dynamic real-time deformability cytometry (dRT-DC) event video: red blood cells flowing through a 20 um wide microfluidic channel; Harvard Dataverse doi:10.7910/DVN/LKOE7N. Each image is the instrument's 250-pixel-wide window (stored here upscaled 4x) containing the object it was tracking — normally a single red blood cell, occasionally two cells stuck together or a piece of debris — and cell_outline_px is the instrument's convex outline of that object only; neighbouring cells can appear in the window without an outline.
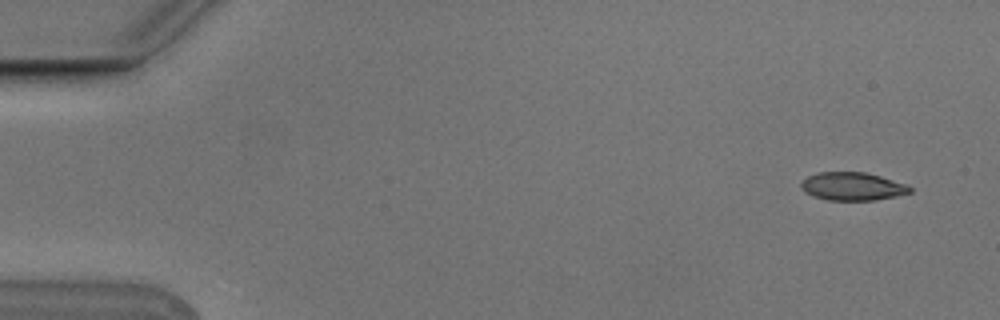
{"species": "Egyptian fruit bat (a non-hibernating species)", "species_latin": "Rousettus aegyptiacus", "temperature_condition": "cold", "stored_images_in_passage": 4, "camera_frame_rate_fps": 3000, "um_per_image_px": 0.085, "animal": {"sex": "male"}, "frame": {"image": 1, "passage_image": 1, "time_ms": 0.0, "image_size_px": [1000, 320], "cell_outline_px": [[912, 192], [896, 196], [876, 200], [828, 200], [812, 196], [804, 192], [800, 188], [800, 184], [808, 176], [820, 172], [864, 172], [880, 176], [908, 184], [912, 188]], "centroid_in_image_um": [72.47, 15.85], "position_along_channel_um": 12.5, "area_um2": 17.92}}
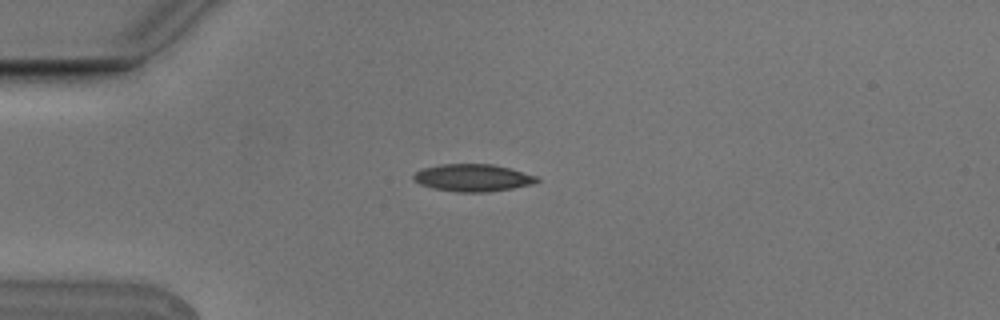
{"frame": {"image": 2, "passage_image": 4, "time_ms": 1.0, "image_size_px": [1000, 320], "cell_outline_px": [[540, 180], [532, 184], [512, 188], [488, 192], [456, 192], [432, 188], [420, 184], [412, 180], [412, 176], [420, 168], [440, 164], [492, 164], [508, 168], [536, 176]], "centroid_in_image_um": [40.12, 15.11], "position_along_channel_um": 44.9, "area_um2": 19.65}}